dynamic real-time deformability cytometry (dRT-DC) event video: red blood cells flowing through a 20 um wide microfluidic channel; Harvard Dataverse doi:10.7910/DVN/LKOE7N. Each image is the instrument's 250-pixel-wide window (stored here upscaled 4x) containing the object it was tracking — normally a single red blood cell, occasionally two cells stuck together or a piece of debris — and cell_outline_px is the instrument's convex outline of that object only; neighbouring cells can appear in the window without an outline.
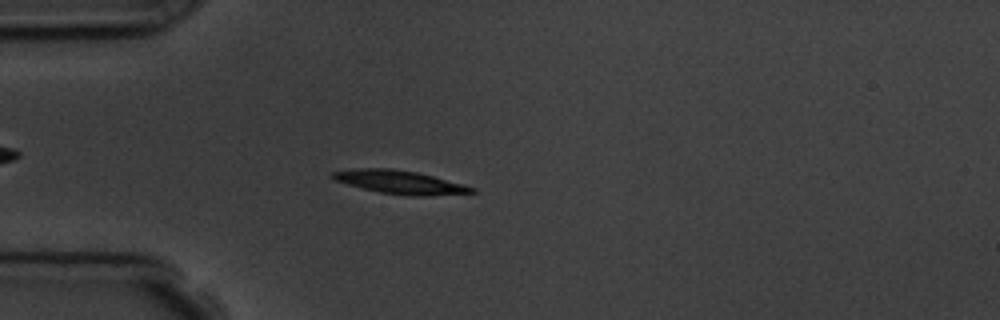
{"species": "common noctule bat (a hibernating species)", "species_latin": "Nyctalus noctula", "temperature_condition": "room temperature", "stored_images_in_passage": 5, "camera_frame_rate_fps": 3000, "um_per_image_px": 0.085, "animal": {"sex": "male", "body_mass_g": 19.5, "forearm_length_mm": 54.6}, "frame": {"image": 1, "passage_image": 4, "time_ms": 3.333, "image_size_px": [1000, 320], "cell_outline_px": [[476, 192], [428, 196], [412, 196], [380, 192], [348, 184], [336, 180], [328, 176], [332, 172], [356, 168], [392, 168], [416, 172], [464, 184], [476, 188]], "centroid_in_image_um": [34.0, 15.48], "position_along_channel_um": 51.0, "area_um2": 18.79}}